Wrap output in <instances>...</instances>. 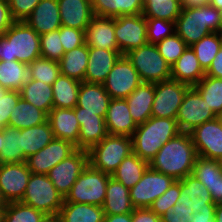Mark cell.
Masks as SVG:
<instances>
[{"label": "cell", "instance_id": "1", "mask_svg": "<svg viewBox=\"0 0 222 222\" xmlns=\"http://www.w3.org/2000/svg\"><path fill=\"white\" fill-rule=\"evenodd\" d=\"M196 158L197 153L190 134L181 132L159 149L149 167L175 180H181L192 174Z\"/></svg>", "mask_w": 222, "mask_h": 222}, {"label": "cell", "instance_id": "2", "mask_svg": "<svg viewBox=\"0 0 222 222\" xmlns=\"http://www.w3.org/2000/svg\"><path fill=\"white\" fill-rule=\"evenodd\" d=\"M179 133L176 119L151 116L143 124L137 125L131 136L133 153L150 163L159 149Z\"/></svg>", "mask_w": 222, "mask_h": 222}, {"label": "cell", "instance_id": "3", "mask_svg": "<svg viewBox=\"0 0 222 222\" xmlns=\"http://www.w3.org/2000/svg\"><path fill=\"white\" fill-rule=\"evenodd\" d=\"M41 57L40 35L24 21H16L0 36V61L30 64Z\"/></svg>", "mask_w": 222, "mask_h": 222}, {"label": "cell", "instance_id": "4", "mask_svg": "<svg viewBox=\"0 0 222 222\" xmlns=\"http://www.w3.org/2000/svg\"><path fill=\"white\" fill-rule=\"evenodd\" d=\"M175 30L188 46H192L213 32H221L219 10L210 4L183 7L176 19Z\"/></svg>", "mask_w": 222, "mask_h": 222}, {"label": "cell", "instance_id": "5", "mask_svg": "<svg viewBox=\"0 0 222 222\" xmlns=\"http://www.w3.org/2000/svg\"><path fill=\"white\" fill-rule=\"evenodd\" d=\"M131 153H133L132 137L108 134L88 150L89 164L97 170L112 175Z\"/></svg>", "mask_w": 222, "mask_h": 222}, {"label": "cell", "instance_id": "6", "mask_svg": "<svg viewBox=\"0 0 222 222\" xmlns=\"http://www.w3.org/2000/svg\"><path fill=\"white\" fill-rule=\"evenodd\" d=\"M20 202L47 216H56L63 206L64 197L56 190L48 175L31 173Z\"/></svg>", "mask_w": 222, "mask_h": 222}, {"label": "cell", "instance_id": "7", "mask_svg": "<svg viewBox=\"0 0 222 222\" xmlns=\"http://www.w3.org/2000/svg\"><path fill=\"white\" fill-rule=\"evenodd\" d=\"M137 70L140 80L159 83L171 79V67L159 53L156 44L147 43L125 54Z\"/></svg>", "mask_w": 222, "mask_h": 222}, {"label": "cell", "instance_id": "8", "mask_svg": "<svg viewBox=\"0 0 222 222\" xmlns=\"http://www.w3.org/2000/svg\"><path fill=\"white\" fill-rule=\"evenodd\" d=\"M110 176L88 164L64 198V202L86 203L102 207Z\"/></svg>", "mask_w": 222, "mask_h": 222}, {"label": "cell", "instance_id": "9", "mask_svg": "<svg viewBox=\"0 0 222 222\" xmlns=\"http://www.w3.org/2000/svg\"><path fill=\"white\" fill-rule=\"evenodd\" d=\"M216 203L213 198H189L185 193H180L173 209L166 211L161 217V222H216Z\"/></svg>", "mask_w": 222, "mask_h": 222}, {"label": "cell", "instance_id": "10", "mask_svg": "<svg viewBox=\"0 0 222 222\" xmlns=\"http://www.w3.org/2000/svg\"><path fill=\"white\" fill-rule=\"evenodd\" d=\"M190 87L174 79L155 83L152 117L176 119L179 107Z\"/></svg>", "mask_w": 222, "mask_h": 222}, {"label": "cell", "instance_id": "11", "mask_svg": "<svg viewBox=\"0 0 222 222\" xmlns=\"http://www.w3.org/2000/svg\"><path fill=\"white\" fill-rule=\"evenodd\" d=\"M174 181L173 177L148 167L140 181L129 190L133 207L149 208L153 201L169 189Z\"/></svg>", "mask_w": 222, "mask_h": 222}, {"label": "cell", "instance_id": "12", "mask_svg": "<svg viewBox=\"0 0 222 222\" xmlns=\"http://www.w3.org/2000/svg\"><path fill=\"white\" fill-rule=\"evenodd\" d=\"M114 32L118 51L122 55L148 43L147 22L143 14L114 18Z\"/></svg>", "mask_w": 222, "mask_h": 222}, {"label": "cell", "instance_id": "13", "mask_svg": "<svg viewBox=\"0 0 222 222\" xmlns=\"http://www.w3.org/2000/svg\"><path fill=\"white\" fill-rule=\"evenodd\" d=\"M216 117L200 93L191 86L179 107L176 120L180 131L189 133L198 125Z\"/></svg>", "mask_w": 222, "mask_h": 222}, {"label": "cell", "instance_id": "14", "mask_svg": "<svg viewBox=\"0 0 222 222\" xmlns=\"http://www.w3.org/2000/svg\"><path fill=\"white\" fill-rule=\"evenodd\" d=\"M89 164L88 150L76 149L47 174L56 190L65 198L80 174Z\"/></svg>", "mask_w": 222, "mask_h": 222}, {"label": "cell", "instance_id": "15", "mask_svg": "<svg viewBox=\"0 0 222 222\" xmlns=\"http://www.w3.org/2000/svg\"><path fill=\"white\" fill-rule=\"evenodd\" d=\"M141 83L133 64L121 55L103 85L111 99H126Z\"/></svg>", "mask_w": 222, "mask_h": 222}, {"label": "cell", "instance_id": "16", "mask_svg": "<svg viewBox=\"0 0 222 222\" xmlns=\"http://www.w3.org/2000/svg\"><path fill=\"white\" fill-rule=\"evenodd\" d=\"M31 171L26 162L0 164V199L3 203L20 202Z\"/></svg>", "mask_w": 222, "mask_h": 222}, {"label": "cell", "instance_id": "17", "mask_svg": "<svg viewBox=\"0 0 222 222\" xmlns=\"http://www.w3.org/2000/svg\"><path fill=\"white\" fill-rule=\"evenodd\" d=\"M197 156L219 160L222 157V123L218 117L189 132Z\"/></svg>", "mask_w": 222, "mask_h": 222}, {"label": "cell", "instance_id": "18", "mask_svg": "<svg viewBox=\"0 0 222 222\" xmlns=\"http://www.w3.org/2000/svg\"><path fill=\"white\" fill-rule=\"evenodd\" d=\"M76 146L67 140L54 138L47 146L26 158L31 173L48 174L50 169L71 155Z\"/></svg>", "mask_w": 222, "mask_h": 222}, {"label": "cell", "instance_id": "19", "mask_svg": "<svg viewBox=\"0 0 222 222\" xmlns=\"http://www.w3.org/2000/svg\"><path fill=\"white\" fill-rule=\"evenodd\" d=\"M80 124L78 149L89 150L108 135L105 118L90 112H81V107H74Z\"/></svg>", "mask_w": 222, "mask_h": 222}, {"label": "cell", "instance_id": "20", "mask_svg": "<svg viewBox=\"0 0 222 222\" xmlns=\"http://www.w3.org/2000/svg\"><path fill=\"white\" fill-rule=\"evenodd\" d=\"M121 55L118 50L89 47L88 66L84 82L103 84Z\"/></svg>", "mask_w": 222, "mask_h": 222}, {"label": "cell", "instance_id": "21", "mask_svg": "<svg viewBox=\"0 0 222 222\" xmlns=\"http://www.w3.org/2000/svg\"><path fill=\"white\" fill-rule=\"evenodd\" d=\"M24 22L39 35L60 29L58 0H41Z\"/></svg>", "mask_w": 222, "mask_h": 222}, {"label": "cell", "instance_id": "22", "mask_svg": "<svg viewBox=\"0 0 222 222\" xmlns=\"http://www.w3.org/2000/svg\"><path fill=\"white\" fill-rule=\"evenodd\" d=\"M61 24L86 31L94 13L88 0H58Z\"/></svg>", "mask_w": 222, "mask_h": 222}, {"label": "cell", "instance_id": "23", "mask_svg": "<svg viewBox=\"0 0 222 222\" xmlns=\"http://www.w3.org/2000/svg\"><path fill=\"white\" fill-rule=\"evenodd\" d=\"M111 97L103 84L81 82L77 104L81 112H90L105 118Z\"/></svg>", "mask_w": 222, "mask_h": 222}, {"label": "cell", "instance_id": "24", "mask_svg": "<svg viewBox=\"0 0 222 222\" xmlns=\"http://www.w3.org/2000/svg\"><path fill=\"white\" fill-rule=\"evenodd\" d=\"M127 101L125 99H111L105 123L108 134L123 135L131 137L137 128L130 114Z\"/></svg>", "mask_w": 222, "mask_h": 222}, {"label": "cell", "instance_id": "25", "mask_svg": "<svg viewBox=\"0 0 222 222\" xmlns=\"http://www.w3.org/2000/svg\"><path fill=\"white\" fill-rule=\"evenodd\" d=\"M47 121L57 139L67 140L76 145L79 141L80 124L75 110L68 108H52Z\"/></svg>", "mask_w": 222, "mask_h": 222}, {"label": "cell", "instance_id": "26", "mask_svg": "<svg viewBox=\"0 0 222 222\" xmlns=\"http://www.w3.org/2000/svg\"><path fill=\"white\" fill-rule=\"evenodd\" d=\"M85 43L89 47L118 50L114 18L94 16L85 31Z\"/></svg>", "mask_w": 222, "mask_h": 222}, {"label": "cell", "instance_id": "27", "mask_svg": "<svg viewBox=\"0 0 222 222\" xmlns=\"http://www.w3.org/2000/svg\"><path fill=\"white\" fill-rule=\"evenodd\" d=\"M155 84L142 82L125 100L136 125L143 124L151 116Z\"/></svg>", "mask_w": 222, "mask_h": 222}, {"label": "cell", "instance_id": "28", "mask_svg": "<svg viewBox=\"0 0 222 222\" xmlns=\"http://www.w3.org/2000/svg\"><path fill=\"white\" fill-rule=\"evenodd\" d=\"M205 76L194 50L188 46L179 59L171 66V79L196 85Z\"/></svg>", "mask_w": 222, "mask_h": 222}, {"label": "cell", "instance_id": "29", "mask_svg": "<svg viewBox=\"0 0 222 222\" xmlns=\"http://www.w3.org/2000/svg\"><path fill=\"white\" fill-rule=\"evenodd\" d=\"M105 215L128 214L133 212L129 189L122 183L109 177L106 198L102 205Z\"/></svg>", "mask_w": 222, "mask_h": 222}, {"label": "cell", "instance_id": "30", "mask_svg": "<svg viewBox=\"0 0 222 222\" xmlns=\"http://www.w3.org/2000/svg\"><path fill=\"white\" fill-rule=\"evenodd\" d=\"M94 16L116 18L143 13L144 0H93Z\"/></svg>", "mask_w": 222, "mask_h": 222}, {"label": "cell", "instance_id": "31", "mask_svg": "<svg viewBox=\"0 0 222 222\" xmlns=\"http://www.w3.org/2000/svg\"><path fill=\"white\" fill-rule=\"evenodd\" d=\"M61 222H104V211L101 206L64 202L58 215Z\"/></svg>", "mask_w": 222, "mask_h": 222}, {"label": "cell", "instance_id": "32", "mask_svg": "<svg viewBox=\"0 0 222 222\" xmlns=\"http://www.w3.org/2000/svg\"><path fill=\"white\" fill-rule=\"evenodd\" d=\"M48 121L34 127L21 129L22 155L28 158L47 146L54 139Z\"/></svg>", "mask_w": 222, "mask_h": 222}, {"label": "cell", "instance_id": "33", "mask_svg": "<svg viewBox=\"0 0 222 222\" xmlns=\"http://www.w3.org/2000/svg\"><path fill=\"white\" fill-rule=\"evenodd\" d=\"M88 58L89 46L86 43L65 52L59 61L61 74L83 82L88 66Z\"/></svg>", "mask_w": 222, "mask_h": 222}, {"label": "cell", "instance_id": "34", "mask_svg": "<svg viewBox=\"0 0 222 222\" xmlns=\"http://www.w3.org/2000/svg\"><path fill=\"white\" fill-rule=\"evenodd\" d=\"M19 92L22 99L30 102L47 115L53 108L52 85L40 80L28 79Z\"/></svg>", "mask_w": 222, "mask_h": 222}, {"label": "cell", "instance_id": "35", "mask_svg": "<svg viewBox=\"0 0 222 222\" xmlns=\"http://www.w3.org/2000/svg\"><path fill=\"white\" fill-rule=\"evenodd\" d=\"M47 119L48 115L45 112L20 98L12 109L8 125L17 129H26L43 124Z\"/></svg>", "mask_w": 222, "mask_h": 222}, {"label": "cell", "instance_id": "36", "mask_svg": "<svg viewBox=\"0 0 222 222\" xmlns=\"http://www.w3.org/2000/svg\"><path fill=\"white\" fill-rule=\"evenodd\" d=\"M81 81L60 74L52 84L53 107L73 109L77 104Z\"/></svg>", "mask_w": 222, "mask_h": 222}, {"label": "cell", "instance_id": "37", "mask_svg": "<svg viewBox=\"0 0 222 222\" xmlns=\"http://www.w3.org/2000/svg\"><path fill=\"white\" fill-rule=\"evenodd\" d=\"M149 167V163L142 160L136 154L131 153L126 157L111 177L122 183L129 190L140 181L142 175Z\"/></svg>", "mask_w": 222, "mask_h": 222}, {"label": "cell", "instance_id": "38", "mask_svg": "<svg viewBox=\"0 0 222 222\" xmlns=\"http://www.w3.org/2000/svg\"><path fill=\"white\" fill-rule=\"evenodd\" d=\"M192 175L208 188L213 201L216 203V185L222 178V166L219 160L197 156Z\"/></svg>", "mask_w": 222, "mask_h": 222}, {"label": "cell", "instance_id": "39", "mask_svg": "<svg viewBox=\"0 0 222 222\" xmlns=\"http://www.w3.org/2000/svg\"><path fill=\"white\" fill-rule=\"evenodd\" d=\"M28 65L18 60L0 61V84L7 90H20L28 81Z\"/></svg>", "mask_w": 222, "mask_h": 222}, {"label": "cell", "instance_id": "40", "mask_svg": "<svg viewBox=\"0 0 222 222\" xmlns=\"http://www.w3.org/2000/svg\"><path fill=\"white\" fill-rule=\"evenodd\" d=\"M3 141L0 164L26 162L22 155L21 129L9 125L3 128Z\"/></svg>", "mask_w": 222, "mask_h": 222}, {"label": "cell", "instance_id": "41", "mask_svg": "<svg viewBox=\"0 0 222 222\" xmlns=\"http://www.w3.org/2000/svg\"><path fill=\"white\" fill-rule=\"evenodd\" d=\"M193 87L218 117L222 113V78L204 76Z\"/></svg>", "mask_w": 222, "mask_h": 222}, {"label": "cell", "instance_id": "42", "mask_svg": "<svg viewBox=\"0 0 222 222\" xmlns=\"http://www.w3.org/2000/svg\"><path fill=\"white\" fill-rule=\"evenodd\" d=\"M179 0H144L143 16L176 22L181 13Z\"/></svg>", "mask_w": 222, "mask_h": 222}, {"label": "cell", "instance_id": "43", "mask_svg": "<svg viewBox=\"0 0 222 222\" xmlns=\"http://www.w3.org/2000/svg\"><path fill=\"white\" fill-rule=\"evenodd\" d=\"M222 47V33L213 32L200 41L194 43L191 48L194 50L197 59L203 70L206 72L210 67L216 54Z\"/></svg>", "mask_w": 222, "mask_h": 222}, {"label": "cell", "instance_id": "44", "mask_svg": "<svg viewBox=\"0 0 222 222\" xmlns=\"http://www.w3.org/2000/svg\"><path fill=\"white\" fill-rule=\"evenodd\" d=\"M29 79L40 80L52 85L60 76V65L57 61L39 57L28 64Z\"/></svg>", "mask_w": 222, "mask_h": 222}, {"label": "cell", "instance_id": "45", "mask_svg": "<svg viewBox=\"0 0 222 222\" xmlns=\"http://www.w3.org/2000/svg\"><path fill=\"white\" fill-rule=\"evenodd\" d=\"M47 215L22 202L5 203L3 222H42Z\"/></svg>", "mask_w": 222, "mask_h": 222}, {"label": "cell", "instance_id": "46", "mask_svg": "<svg viewBox=\"0 0 222 222\" xmlns=\"http://www.w3.org/2000/svg\"><path fill=\"white\" fill-rule=\"evenodd\" d=\"M41 57L59 62L65 51L61 44L60 29L40 35Z\"/></svg>", "mask_w": 222, "mask_h": 222}, {"label": "cell", "instance_id": "47", "mask_svg": "<svg viewBox=\"0 0 222 222\" xmlns=\"http://www.w3.org/2000/svg\"><path fill=\"white\" fill-rule=\"evenodd\" d=\"M156 46L159 53L167 61L170 67L179 59L188 47L185 41L177 33L163 39L161 42L157 43Z\"/></svg>", "mask_w": 222, "mask_h": 222}, {"label": "cell", "instance_id": "48", "mask_svg": "<svg viewBox=\"0 0 222 222\" xmlns=\"http://www.w3.org/2000/svg\"><path fill=\"white\" fill-rule=\"evenodd\" d=\"M147 41L150 44H157L168 36L176 33L175 22L157 18H146Z\"/></svg>", "mask_w": 222, "mask_h": 222}, {"label": "cell", "instance_id": "49", "mask_svg": "<svg viewBox=\"0 0 222 222\" xmlns=\"http://www.w3.org/2000/svg\"><path fill=\"white\" fill-rule=\"evenodd\" d=\"M180 197V180H175L173 184L167 189L159 198L153 201L149 207L159 217H161L169 209H173V206L177 203V199Z\"/></svg>", "mask_w": 222, "mask_h": 222}, {"label": "cell", "instance_id": "50", "mask_svg": "<svg viewBox=\"0 0 222 222\" xmlns=\"http://www.w3.org/2000/svg\"><path fill=\"white\" fill-rule=\"evenodd\" d=\"M180 193H185L189 198H212L208 188L192 174L180 180Z\"/></svg>", "mask_w": 222, "mask_h": 222}, {"label": "cell", "instance_id": "51", "mask_svg": "<svg viewBox=\"0 0 222 222\" xmlns=\"http://www.w3.org/2000/svg\"><path fill=\"white\" fill-rule=\"evenodd\" d=\"M60 38L64 51L68 52L85 43V31L62 25L60 27Z\"/></svg>", "mask_w": 222, "mask_h": 222}, {"label": "cell", "instance_id": "52", "mask_svg": "<svg viewBox=\"0 0 222 222\" xmlns=\"http://www.w3.org/2000/svg\"><path fill=\"white\" fill-rule=\"evenodd\" d=\"M20 98L18 90H9L4 96H0V129L8 126L12 109Z\"/></svg>", "mask_w": 222, "mask_h": 222}, {"label": "cell", "instance_id": "53", "mask_svg": "<svg viewBox=\"0 0 222 222\" xmlns=\"http://www.w3.org/2000/svg\"><path fill=\"white\" fill-rule=\"evenodd\" d=\"M41 0H9L8 4L15 21H25Z\"/></svg>", "mask_w": 222, "mask_h": 222}, {"label": "cell", "instance_id": "54", "mask_svg": "<svg viewBox=\"0 0 222 222\" xmlns=\"http://www.w3.org/2000/svg\"><path fill=\"white\" fill-rule=\"evenodd\" d=\"M15 22L8 1L0 0V36H3Z\"/></svg>", "mask_w": 222, "mask_h": 222}, {"label": "cell", "instance_id": "55", "mask_svg": "<svg viewBox=\"0 0 222 222\" xmlns=\"http://www.w3.org/2000/svg\"><path fill=\"white\" fill-rule=\"evenodd\" d=\"M132 222H161V219L150 208H134Z\"/></svg>", "mask_w": 222, "mask_h": 222}, {"label": "cell", "instance_id": "56", "mask_svg": "<svg viewBox=\"0 0 222 222\" xmlns=\"http://www.w3.org/2000/svg\"><path fill=\"white\" fill-rule=\"evenodd\" d=\"M205 76L222 78V47L216 54L208 70L205 72Z\"/></svg>", "mask_w": 222, "mask_h": 222}, {"label": "cell", "instance_id": "57", "mask_svg": "<svg viewBox=\"0 0 222 222\" xmlns=\"http://www.w3.org/2000/svg\"><path fill=\"white\" fill-rule=\"evenodd\" d=\"M104 222H132V213L105 215Z\"/></svg>", "mask_w": 222, "mask_h": 222}, {"label": "cell", "instance_id": "58", "mask_svg": "<svg viewBox=\"0 0 222 222\" xmlns=\"http://www.w3.org/2000/svg\"><path fill=\"white\" fill-rule=\"evenodd\" d=\"M182 7H200L209 4V0H179Z\"/></svg>", "mask_w": 222, "mask_h": 222}, {"label": "cell", "instance_id": "59", "mask_svg": "<svg viewBox=\"0 0 222 222\" xmlns=\"http://www.w3.org/2000/svg\"><path fill=\"white\" fill-rule=\"evenodd\" d=\"M216 203H222V178L216 185Z\"/></svg>", "mask_w": 222, "mask_h": 222}, {"label": "cell", "instance_id": "60", "mask_svg": "<svg viewBox=\"0 0 222 222\" xmlns=\"http://www.w3.org/2000/svg\"><path fill=\"white\" fill-rule=\"evenodd\" d=\"M215 220L216 222H222V203H216Z\"/></svg>", "mask_w": 222, "mask_h": 222}, {"label": "cell", "instance_id": "61", "mask_svg": "<svg viewBox=\"0 0 222 222\" xmlns=\"http://www.w3.org/2000/svg\"><path fill=\"white\" fill-rule=\"evenodd\" d=\"M209 4L215 7L217 10L222 9V0H209Z\"/></svg>", "mask_w": 222, "mask_h": 222}, {"label": "cell", "instance_id": "62", "mask_svg": "<svg viewBox=\"0 0 222 222\" xmlns=\"http://www.w3.org/2000/svg\"><path fill=\"white\" fill-rule=\"evenodd\" d=\"M42 222H61V220L56 215V216H47Z\"/></svg>", "mask_w": 222, "mask_h": 222}, {"label": "cell", "instance_id": "63", "mask_svg": "<svg viewBox=\"0 0 222 222\" xmlns=\"http://www.w3.org/2000/svg\"><path fill=\"white\" fill-rule=\"evenodd\" d=\"M3 128L0 129V152H1V149L3 148Z\"/></svg>", "mask_w": 222, "mask_h": 222}, {"label": "cell", "instance_id": "64", "mask_svg": "<svg viewBox=\"0 0 222 222\" xmlns=\"http://www.w3.org/2000/svg\"><path fill=\"white\" fill-rule=\"evenodd\" d=\"M4 212H5V206H0V222H3Z\"/></svg>", "mask_w": 222, "mask_h": 222}, {"label": "cell", "instance_id": "65", "mask_svg": "<svg viewBox=\"0 0 222 222\" xmlns=\"http://www.w3.org/2000/svg\"><path fill=\"white\" fill-rule=\"evenodd\" d=\"M9 90L4 89L0 84V96H4Z\"/></svg>", "mask_w": 222, "mask_h": 222}, {"label": "cell", "instance_id": "66", "mask_svg": "<svg viewBox=\"0 0 222 222\" xmlns=\"http://www.w3.org/2000/svg\"><path fill=\"white\" fill-rule=\"evenodd\" d=\"M219 13H220V19H221V33H222V9L219 10Z\"/></svg>", "mask_w": 222, "mask_h": 222}, {"label": "cell", "instance_id": "67", "mask_svg": "<svg viewBox=\"0 0 222 222\" xmlns=\"http://www.w3.org/2000/svg\"><path fill=\"white\" fill-rule=\"evenodd\" d=\"M219 120L221 121L222 123V113L218 116Z\"/></svg>", "mask_w": 222, "mask_h": 222}, {"label": "cell", "instance_id": "68", "mask_svg": "<svg viewBox=\"0 0 222 222\" xmlns=\"http://www.w3.org/2000/svg\"><path fill=\"white\" fill-rule=\"evenodd\" d=\"M0 206H5V203H3L0 199Z\"/></svg>", "mask_w": 222, "mask_h": 222}, {"label": "cell", "instance_id": "69", "mask_svg": "<svg viewBox=\"0 0 222 222\" xmlns=\"http://www.w3.org/2000/svg\"><path fill=\"white\" fill-rule=\"evenodd\" d=\"M220 165L222 166V157L219 159Z\"/></svg>", "mask_w": 222, "mask_h": 222}]
</instances>
